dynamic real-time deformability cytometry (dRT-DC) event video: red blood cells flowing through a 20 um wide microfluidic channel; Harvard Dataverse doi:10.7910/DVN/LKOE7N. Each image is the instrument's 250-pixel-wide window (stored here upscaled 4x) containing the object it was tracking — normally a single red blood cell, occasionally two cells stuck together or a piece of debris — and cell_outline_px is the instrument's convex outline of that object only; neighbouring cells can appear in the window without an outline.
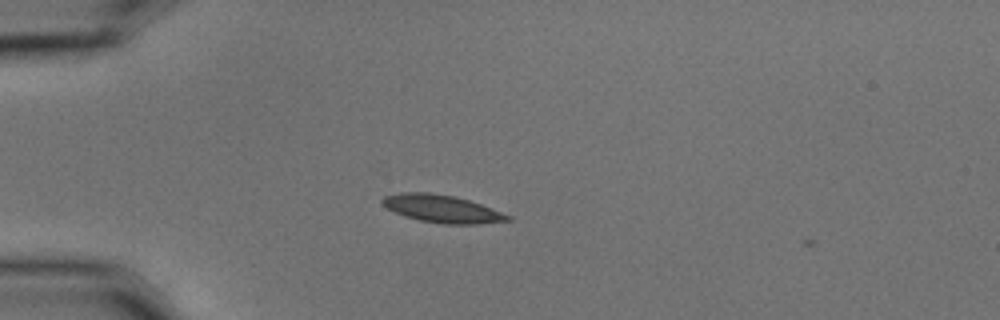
{"species": "common noctule bat (a hibernating species)", "species_latin": "Nyctalus noctula", "temperature_condition": "cold", "stored_images_in_passage": 2, "camera_frame_rate_fps": 3000, "um_per_image_px": 0.085, "animal": {"sex": "male", "body_mass_g": 15.6}, "frame": {"image": 1, "passage_image": 2, "time_ms": 0.333, "image_size_px": [1000, 320], "cell_outline_px": [[512, 220], [480, 224], [444, 224], [420, 220], [404, 216], [388, 208], [380, 200], [384, 196], [400, 192], [428, 192], [456, 196], [492, 208], [512, 216]], "centroid_in_image_um": [37.6, 17.74], "position_along_channel_um": 47.4, "area_um2": 20.17}}